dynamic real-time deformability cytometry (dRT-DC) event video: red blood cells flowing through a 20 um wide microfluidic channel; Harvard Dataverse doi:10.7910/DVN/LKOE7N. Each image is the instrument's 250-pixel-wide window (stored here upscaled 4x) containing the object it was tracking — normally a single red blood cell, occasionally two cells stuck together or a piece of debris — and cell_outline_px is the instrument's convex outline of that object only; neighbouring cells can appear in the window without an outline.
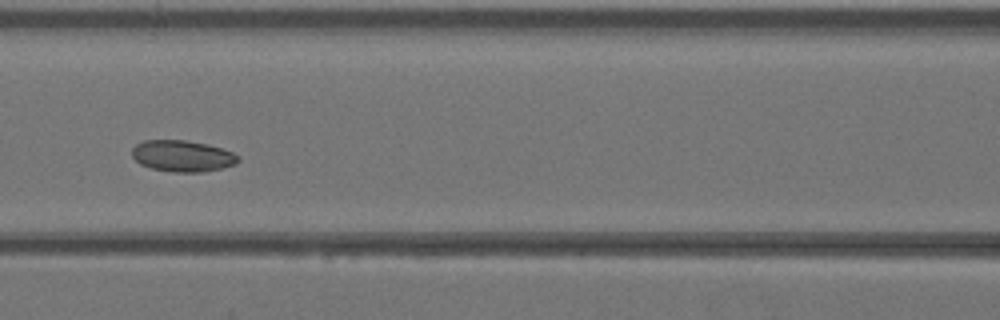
{"species": "Egyptian fruit bat (a non-hibernating species)", "species_latin": "Rousettus aegyptiacus", "temperature_condition": "warm", "stored_images_in_passage": 24, "camera_frame_rate_fps": 3000, "um_per_image_px": 0.085, "animal": {"sex": "female"}, "frame": {"image": 1, "passage_image": 19, "time_ms": 6.0, "image_size_px": [1000, 320], "cell_outline_px": [[240, 160], [236, 164], [220, 168], [200, 172], [172, 172], [152, 168], [140, 164], [132, 156], [132, 148], [136, 144], [144, 140], [184, 140], [208, 144], [232, 152], [240, 156]], "centroid_in_image_um": [15.5, 13.25], "position_along_channel_um": 151.1, "area_um2": 19.36}}
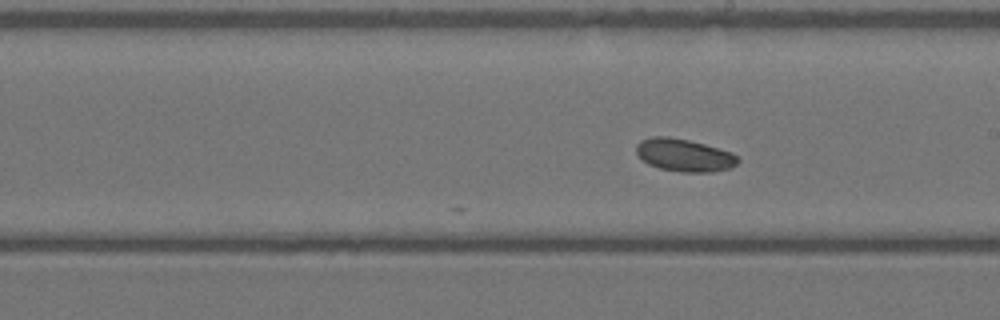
{"frame": {"image": 2, "passage_image": 24, "time_ms": 7.667, "image_size_px": [1000, 320], "cell_outline_px": [[740, 160], [736, 164], [728, 168], [712, 172], [680, 172], [660, 168], [648, 164], [636, 152], [636, 144], [640, 140], [652, 136], [668, 136], [688, 140], [704, 144], [732, 152]], "centroid_in_image_um": [58.14, 13.18], "position_along_channel_um": 230.9, "area_um2": 19.25}}